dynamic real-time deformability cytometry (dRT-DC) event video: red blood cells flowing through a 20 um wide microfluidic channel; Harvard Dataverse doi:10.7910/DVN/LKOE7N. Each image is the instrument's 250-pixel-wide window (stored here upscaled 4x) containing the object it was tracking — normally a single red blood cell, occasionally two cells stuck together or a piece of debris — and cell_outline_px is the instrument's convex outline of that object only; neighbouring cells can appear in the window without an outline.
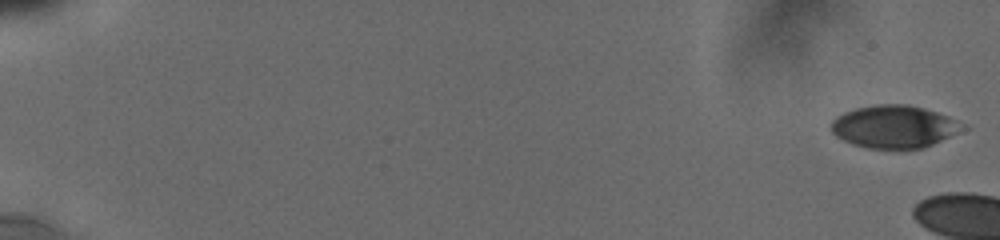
{"species": "human", "species_latin": "Homo sapiens", "temperature_condition": "cold", "stored_images_in_passage": 5, "camera_frame_rate_fps": 3000, "um_per_image_px": 0.085, "donor": {"sex": "male"}, "frame": {"image": 1, "passage_image": 1, "time_ms": 0.0, "image_size_px": [1000, 240], "cell_outline_px": [[960, 128], [956, 132], [932, 144], [920, 148], [868, 148], [852, 144], [836, 136], [832, 132], [832, 120], [836, 116], [844, 112], [856, 108], [876, 104], [908, 104], [924, 108], [948, 116]], "centroid_in_image_um": [75.88, 10.75], "position_along_channel_um": 9.1, "area_um2": 31.73}}